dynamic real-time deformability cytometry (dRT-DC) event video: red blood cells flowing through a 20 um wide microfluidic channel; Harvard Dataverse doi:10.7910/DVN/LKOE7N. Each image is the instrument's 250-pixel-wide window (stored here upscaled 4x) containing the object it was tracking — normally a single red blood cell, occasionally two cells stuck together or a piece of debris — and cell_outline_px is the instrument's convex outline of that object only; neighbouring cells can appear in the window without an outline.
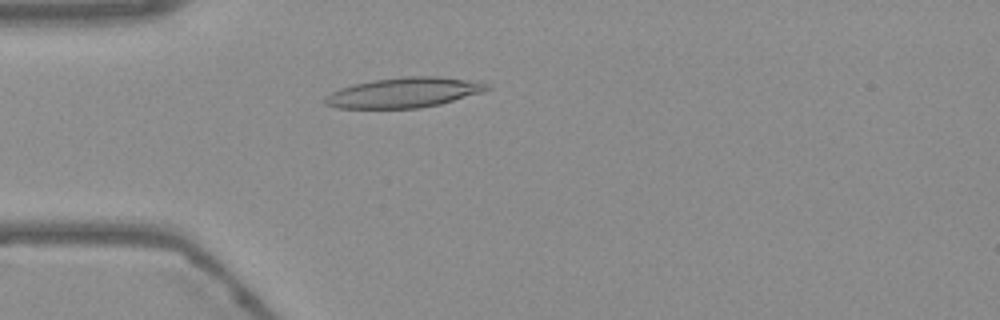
{"species": "Egyptian fruit bat (a non-hibernating species)", "species_latin": "Rousettus aegyptiacus", "temperature_condition": "warm", "stored_images_in_passage": 41, "camera_frame_rate_fps": 3000, "um_per_image_px": 0.085, "frame": {"image": 1, "passage_image": 2, "time_ms": 0.333, "image_size_px": [1000, 320], "cell_outline_px": [[492, 88], [484, 92], [440, 104], [420, 108], [336, 108], [324, 104], [324, 96], [340, 88], [352, 84], [372, 80], [404, 76], [440, 76], [484, 80], [492, 84]], "centroid_in_image_um": [34.44, 7.85], "position_along_channel_um": 50.6, "area_um2": 29.13}}
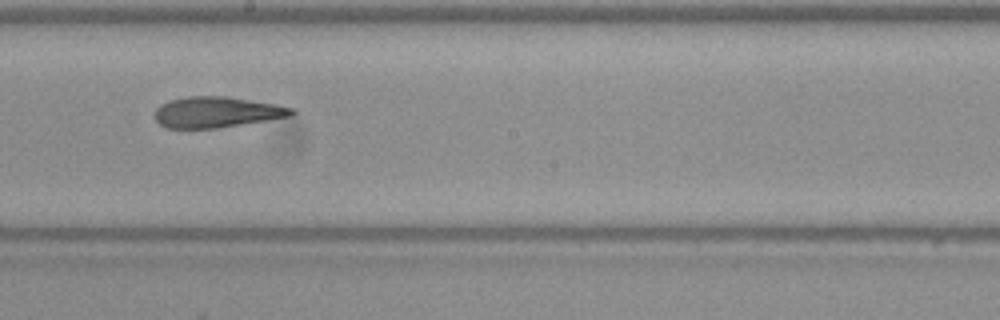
{"frame": {"image": 2, "passage_image": 17, "time_ms": 5.333, "image_size_px": [1000, 320], "cell_outline_px": [[296, 112], [292, 116], [216, 128], [164, 128], [156, 120], [156, 108], [160, 104], [168, 100], [188, 96], [228, 96], [276, 104], [292, 108]], "centroid_in_image_um": [18.41, 9.52], "position_along_channel_um": 229.8, "area_um2": 24.57}}
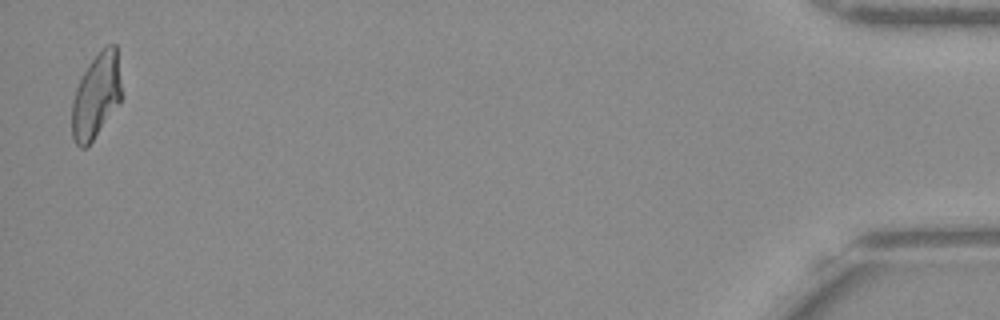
{"frame": {"image": 3, "passage_image": 40, "time_ms": 13.0, "image_size_px": [1000, 320], "cell_outline_px": [[124, 96], [92, 140], [84, 148], [80, 148], [76, 144], [72, 136], [72, 100], [76, 88], [88, 64], [108, 44], [116, 44]], "centroid_in_image_um": [8.2, 8.13], "position_along_channel_um": 427.0, "area_um2": 24.45}, "authors_computed_cell_mechanics": {"area_um2": 25.432, "velocity_mm_per_s": 3.7704, "shape_relaxation_time_tau1_ms": 9.224, "shape_relaxation_time_tau2_ms": 3.5082, "deformation_change_tau1": 0.2531, "deformation_change_tau2": 0.1389}}